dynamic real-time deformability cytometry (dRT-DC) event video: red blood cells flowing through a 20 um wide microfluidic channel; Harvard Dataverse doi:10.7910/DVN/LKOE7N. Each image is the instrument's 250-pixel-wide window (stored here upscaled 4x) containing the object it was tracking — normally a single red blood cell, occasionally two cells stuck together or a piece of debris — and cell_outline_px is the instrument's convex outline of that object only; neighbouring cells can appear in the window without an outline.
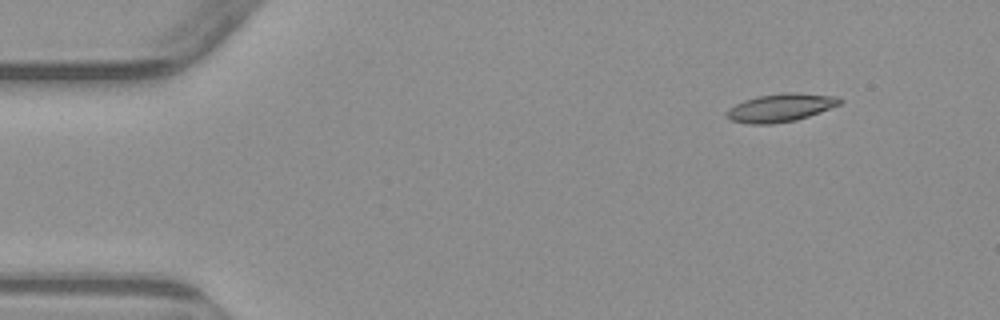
{"species": "common noctule bat (a hibernating species)", "species_latin": "Nyctalus noctula", "temperature_condition": "warm", "stored_images_in_passage": 4, "camera_frame_rate_fps": 3000, "um_per_image_px": 0.085, "animal": {"sex": "male", "body_mass_g": 23.1, "forearm_length_mm": 52.7}, "frame": {"image": 1, "passage_image": 1, "time_ms": 0.0, "image_size_px": [1000, 320], "cell_outline_px": [[844, 100], [840, 104], [820, 112], [796, 120], [772, 124], [748, 124], [732, 120], [724, 116], [724, 112], [728, 108], [744, 100], [756, 96], [784, 92], [796, 92], [836, 96]], "centroid_in_image_um": [66.32, 9.15], "position_along_channel_um": 18.7, "area_um2": 18.73}}
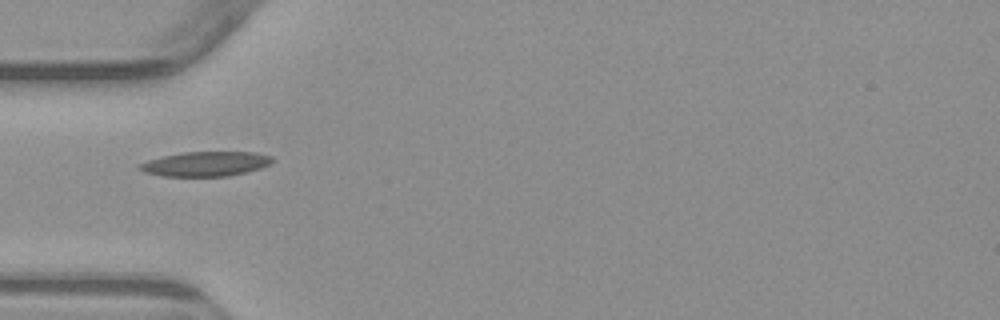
{"frame": {"image": 2, "passage_image": 4, "time_ms": 3.667, "image_size_px": [1000, 320], "cell_outline_px": [[272, 160], [268, 164], [260, 168], [228, 176], [164, 176], [144, 172], [136, 168], [140, 164], [148, 160], [164, 156], [184, 152], [256, 152], [272, 156]], "centroid_in_image_um": [17.45, 13.93], "position_along_channel_um": 67.5, "area_um2": 18.84}}